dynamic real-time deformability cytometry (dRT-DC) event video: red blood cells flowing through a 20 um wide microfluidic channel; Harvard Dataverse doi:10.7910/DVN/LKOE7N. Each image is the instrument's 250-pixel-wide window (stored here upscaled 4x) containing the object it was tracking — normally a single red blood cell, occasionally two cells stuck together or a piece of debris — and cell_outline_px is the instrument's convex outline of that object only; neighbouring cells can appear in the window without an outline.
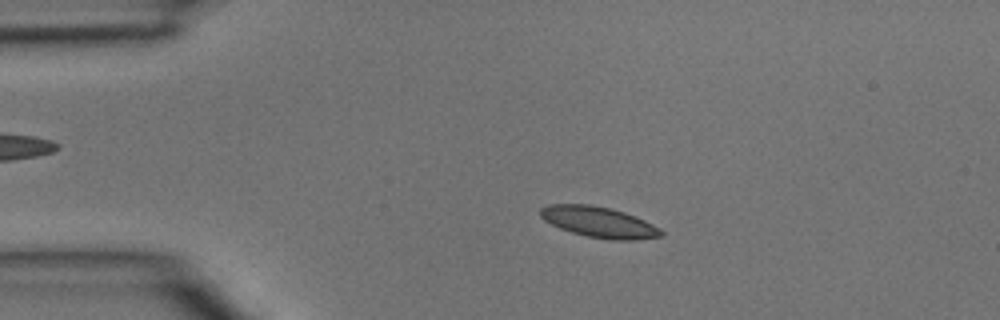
{"species": "common noctule bat (a hibernating species)", "species_latin": "Nyctalus noctula", "temperature_condition": "room temperature", "stored_images_in_passage": 45, "camera_frame_rate_fps": 3000, "um_per_image_px": 0.085, "animal": {"sex": "male", "body_mass_g": 15.6}, "frame": {"image": 1, "passage_image": 9, "time_ms": 2.667, "image_size_px": [1000, 320], "cell_outline_px": [[664, 236], [636, 240], [612, 240], [588, 236], [572, 232], [560, 228], [544, 220], [540, 216], [540, 208], [548, 204], [588, 204], [612, 208], [624, 212], [644, 220], [660, 228], [664, 232]], "centroid_in_image_um": [50.93, 18.87], "position_along_channel_um": 34.1, "area_um2": 21.68}}
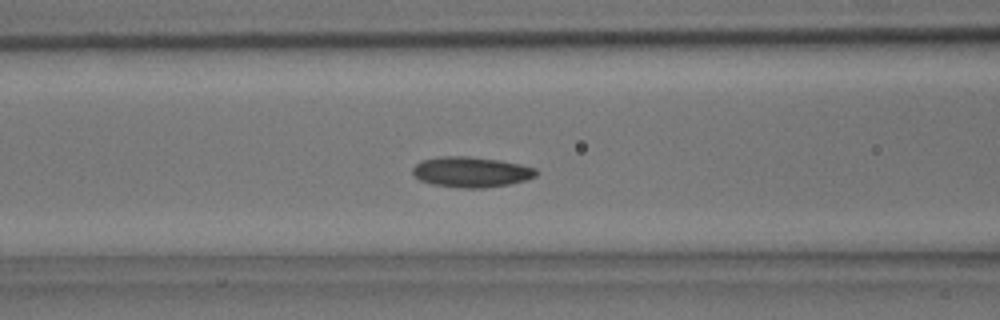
{"frame": {"image": 2, "passage_image": 18, "time_ms": 5.667, "image_size_px": [1000, 320], "cell_outline_px": [[540, 172], [536, 176], [524, 180], [508, 184], [484, 188], [456, 188], [432, 184], [420, 180], [412, 172], [412, 168], [420, 160], [440, 156], [468, 156], [500, 160], [520, 164], [536, 168]], "centroid_in_image_um": [40.04, 14.61], "position_along_channel_um": 126.6, "area_um2": 22.08}}
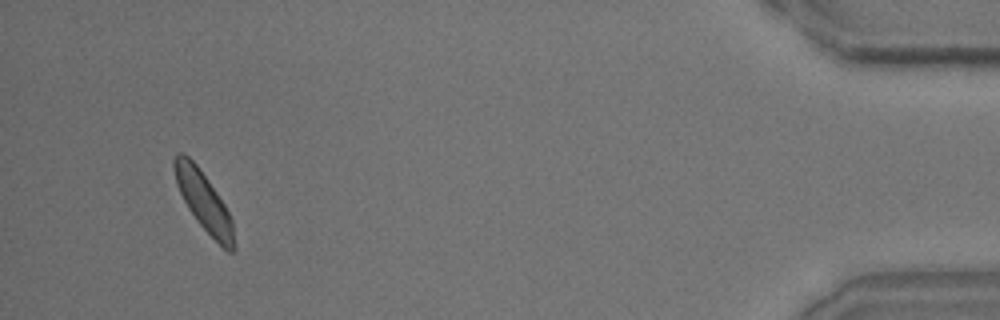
{"frame": {"image": 3, "passage_image": 43, "time_ms": 14.0, "image_size_px": [1000, 320], "cell_outline_px": [[236, 248], [232, 252], [228, 252], [196, 220], [188, 208], [176, 184], [172, 164], [172, 160], [180, 152], [184, 152], [196, 164], [208, 180], [224, 204], [232, 220]], "centroid_in_image_um": [17.31, 17.1], "position_along_channel_um": 417.9, "area_um2": 20.23}}